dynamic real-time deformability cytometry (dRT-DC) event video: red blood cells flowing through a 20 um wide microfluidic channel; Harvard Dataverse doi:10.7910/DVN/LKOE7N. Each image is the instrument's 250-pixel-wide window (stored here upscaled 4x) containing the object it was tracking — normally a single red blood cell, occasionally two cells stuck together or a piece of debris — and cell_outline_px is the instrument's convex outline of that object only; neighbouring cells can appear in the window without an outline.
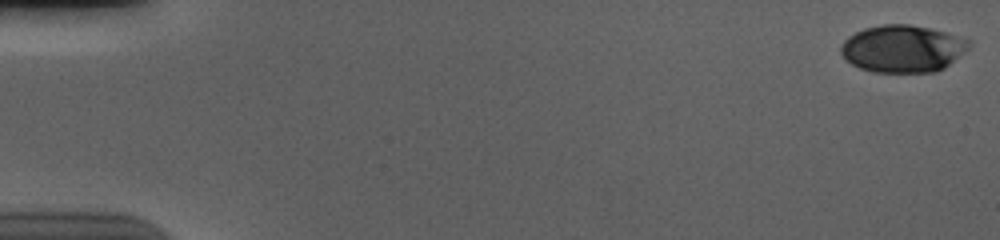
{"species": "human", "species_latin": "Homo sapiens", "temperature_condition": "cold", "stored_images_in_passage": 58, "camera_frame_rate_fps": 3000, "um_per_image_px": 0.085, "donor": {"sex": "male"}, "frame": {"image": 1, "passage_image": 1, "time_ms": 0.0, "image_size_px": [1000, 240], "cell_outline_px": [[972, 44], [968, 48], [944, 68], [936, 72], [872, 72], [860, 68], [852, 64], [840, 52], [840, 44], [848, 36], [864, 28], [880, 24], [908, 24], [928, 28], [944, 32], [972, 40]], "centroid_in_image_um": [76.71, 4.13], "position_along_channel_um": 8.3, "area_um2": 35.26}}
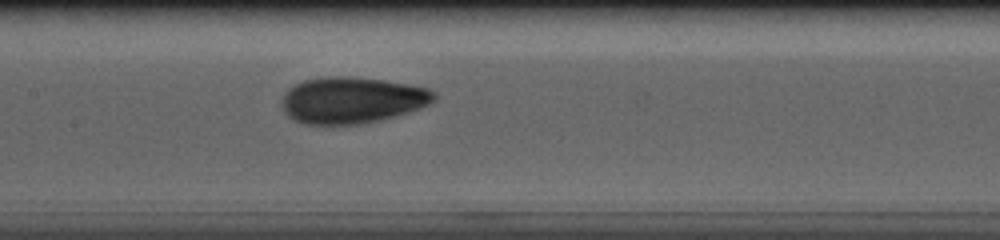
{"frame": {"image": 2, "passage_image": 30, "time_ms": 9.667, "image_size_px": [1000, 240], "cell_outline_px": [[436, 100], [420, 108], [396, 116], [380, 120], [360, 124], [304, 124], [288, 116], [284, 112], [280, 104], [280, 100], [284, 92], [288, 88], [304, 80], [324, 76], [348, 76], [384, 80], [428, 88], [436, 92]], "centroid_in_image_um": [29.89, 8.5], "position_along_channel_um": 177.5, "area_um2": 41.44}}
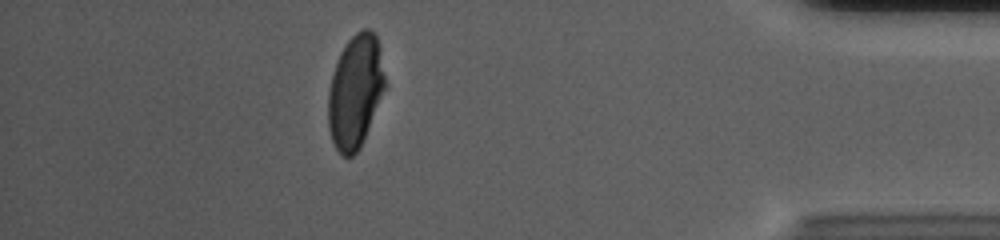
{"frame": {"image": 3, "passage_image": 52, "time_ms": 17.0, "image_size_px": [1000, 240], "cell_outline_px": [[388, 84], [364, 140], [360, 148], [352, 156], [340, 156], [332, 140], [328, 128], [328, 88], [340, 52], [348, 40], [356, 32], [364, 28], [368, 28], [376, 36], [380, 44]], "centroid_in_image_um": [30.24, 7.77], "position_along_channel_um": 405.0, "area_um2": 38.26}, "authors_computed_cell_mechanics": {"area_um2": 39.2462, "velocity_mm_per_s": 3.6789, "shape_relaxation_time_tau1_ms": 4.7185, "shape_relaxation_time_tau2_ms": 1.613, "deformation_change_tau1": 0.1525, "deformation_change_tau2": 0.074}}